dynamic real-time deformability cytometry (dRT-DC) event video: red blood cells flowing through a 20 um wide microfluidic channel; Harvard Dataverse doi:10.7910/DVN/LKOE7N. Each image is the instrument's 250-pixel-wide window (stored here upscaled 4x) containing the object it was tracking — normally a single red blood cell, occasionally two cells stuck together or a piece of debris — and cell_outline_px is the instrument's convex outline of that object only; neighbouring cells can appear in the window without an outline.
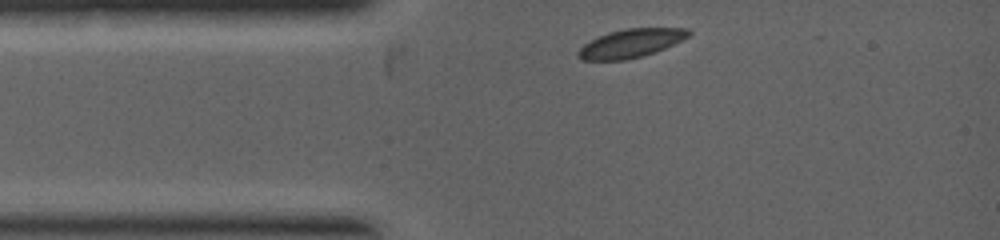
{"species": "common noctule bat (a hibernating species)", "species_latin": "Nyctalus noctula", "temperature_condition": "warm", "stored_images_in_passage": 36, "camera_frame_rate_fps": 5000, "um_per_image_px": 0.085, "animal": {"sex": "female", "body_mass_g": 19.0, "forearm_length_mm": 53.3}, "frame": {"image": 1, "passage_image": 1, "time_ms": 0.0, "image_size_px": [1000, 240], "cell_outline_px": [[692, 32], [688, 36], [664, 48], [640, 56], [624, 60], [580, 60], [576, 56], [576, 52], [584, 44], [608, 32], [624, 28], [688, 28]], "centroid_in_image_um": [53.57, 3.67], "position_along_channel_um": 31.4, "area_um2": 18.09}}
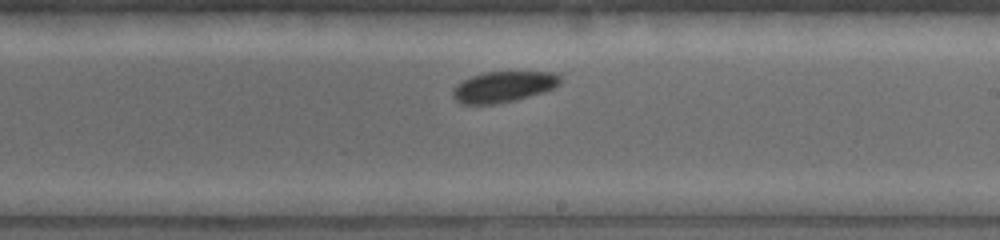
{"frame": {"image": 2, "passage_image": 21, "time_ms": 3.4, "image_size_px": [1000, 240], "cell_outline_px": [[564, 80], [560, 84], [544, 92], [512, 100], [492, 104], [460, 104], [452, 96], [452, 88], [456, 84], [472, 76], [484, 72], [552, 72], [560, 76]], "centroid_in_image_um": [42.78, 7.37], "position_along_channel_um": 246.2, "area_um2": 19.25}}
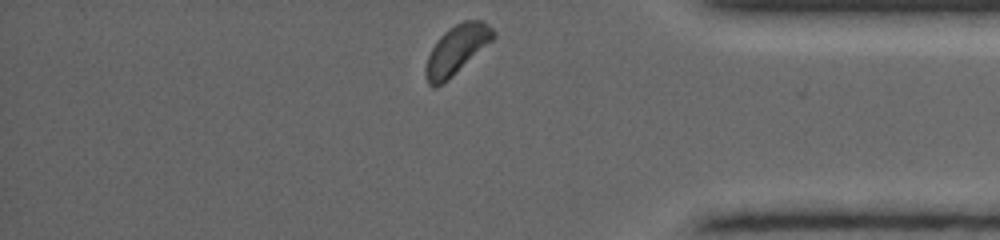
{"frame": {"image": 3, "passage_image": 36, "time_ms": 5.8, "image_size_px": [1000, 240], "cell_outline_px": [[496, 36], [492, 40], [448, 80], [436, 88], [432, 88], [428, 84], [424, 72], [428, 56], [432, 48], [440, 36], [448, 28], [464, 20], [484, 20], [496, 32]], "centroid_in_image_um": [38.8, 4.23], "position_along_channel_um": 396.4, "area_um2": 19.19}}